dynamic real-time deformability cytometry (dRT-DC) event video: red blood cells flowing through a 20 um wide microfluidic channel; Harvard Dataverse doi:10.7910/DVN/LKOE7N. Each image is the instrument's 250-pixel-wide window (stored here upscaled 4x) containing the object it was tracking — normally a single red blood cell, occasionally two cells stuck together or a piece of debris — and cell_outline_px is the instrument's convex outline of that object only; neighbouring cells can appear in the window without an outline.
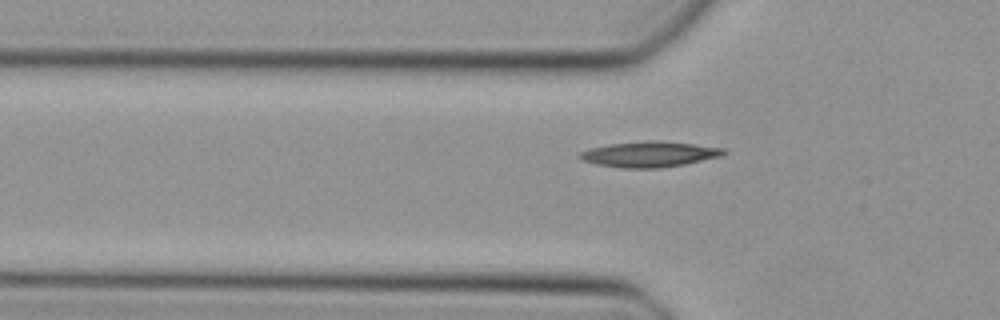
{"species": "Egyptian fruit bat (a non-hibernating species)", "species_latin": "Rousettus aegyptiacus", "temperature_condition": "cold", "stored_images_in_passage": 18, "camera_frame_rate_fps": 3000, "um_per_image_px": 0.085, "animal": {"sex": "female"}, "frame": {"image": 1, "passage_image": 4, "time_ms": 1.0, "image_size_px": [1000, 320], "cell_outline_px": [[728, 152], [720, 156], [684, 164], [660, 168], [624, 168], [596, 164], [584, 160], [576, 156], [580, 152], [588, 148], [608, 144], [648, 140], [660, 140], [724, 148]], "centroid_in_image_um": [55.17, 13.1], "position_along_channel_um": 70.6, "area_um2": 21.44}}
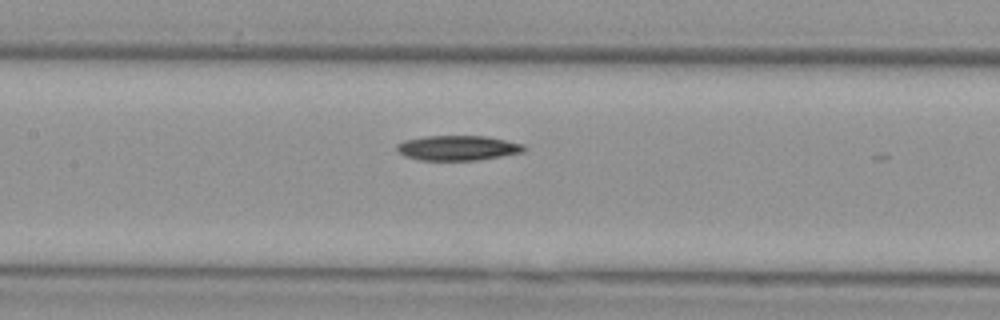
{"frame": {"image": 2, "passage_image": 11, "time_ms": 3.333, "image_size_px": [1000, 320], "cell_outline_px": [[528, 148], [524, 152], [476, 160], [420, 160], [404, 156], [396, 148], [396, 144], [404, 140], [428, 136], [488, 136], [524, 144]], "centroid_in_image_um": [38.94, 12.57], "position_along_channel_um": 168.5, "area_um2": 18.5}}
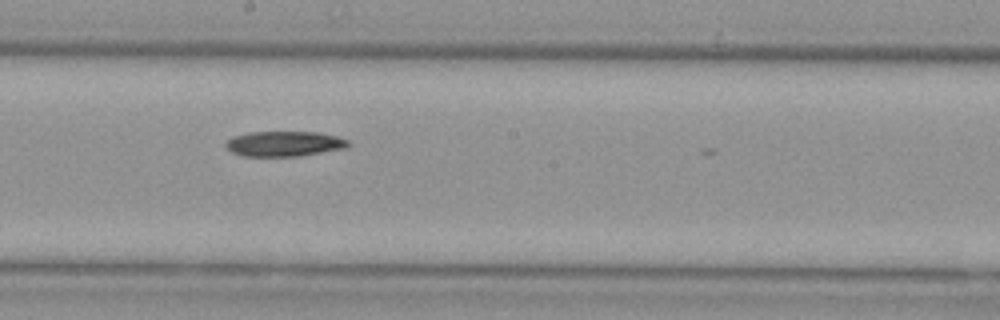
{"frame": {"image": 3, "passage_image": 15, "time_ms": 4.667, "image_size_px": [1000, 320], "cell_outline_px": [[352, 144], [348, 148], [296, 156], [244, 156], [232, 152], [224, 144], [232, 136], [248, 132], [316, 132], [336, 136], [348, 140]], "centroid_in_image_um": [24.18, 12.21], "position_along_channel_um": 224.0, "area_um2": 17.98}}